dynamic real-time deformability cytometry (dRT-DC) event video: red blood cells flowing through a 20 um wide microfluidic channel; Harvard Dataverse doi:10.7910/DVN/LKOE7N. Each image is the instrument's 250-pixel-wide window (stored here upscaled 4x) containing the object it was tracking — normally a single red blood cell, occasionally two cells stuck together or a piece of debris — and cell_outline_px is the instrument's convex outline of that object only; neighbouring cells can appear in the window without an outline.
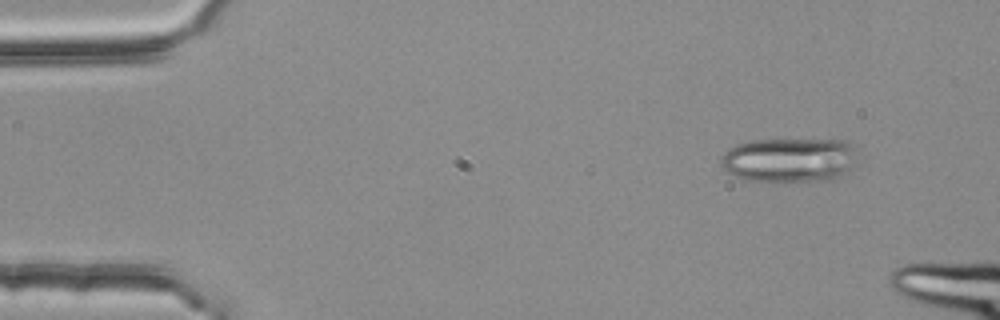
{"species": "common noctule bat (a hibernating species)", "species_latin": "Nyctalus noctula", "temperature_condition": "room temperature", "stored_images_in_passage": 2, "camera_frame_rate_fps": 3000, "um_per_image_px": 0.085, "animal": {"sex": "female", "body_mass_g": 25.1}, "frame": {"image": 1, "passage_image": 2, "time_ms": 0.333, "image_size_px": [1000, 320], "cell_outline_px": [[856, 148], [848, 168], [840, 176], [832, 180], [744, 180], [728, 172], [724, 168], [720, 160], [724, 152], [728, 148], [736, 144], [748, 140], [848, 140]], "centroid_in_image_um": [67.03, 13.56], "position_along_channel_um": 18.0, "area_um2": 34.74}}